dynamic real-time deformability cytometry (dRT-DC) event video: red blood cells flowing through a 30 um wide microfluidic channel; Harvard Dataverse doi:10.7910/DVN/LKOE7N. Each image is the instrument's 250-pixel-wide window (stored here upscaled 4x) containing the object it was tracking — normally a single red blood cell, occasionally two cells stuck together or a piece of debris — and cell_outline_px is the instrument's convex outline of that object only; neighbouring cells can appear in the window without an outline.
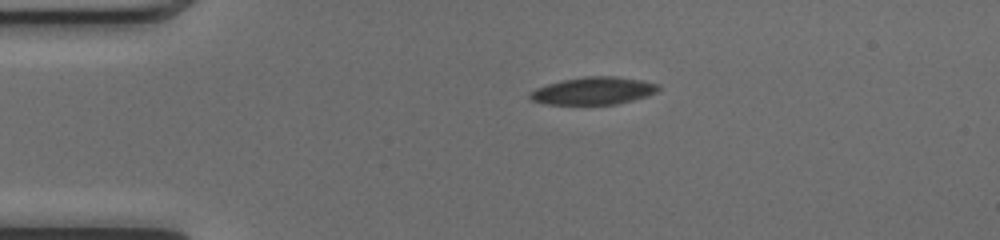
{"species": "common noctule bat (a hibernating species)", "species_latin": "Nyctalus noctula", "temperature_condition": "cold", "stored_images_in_passage": 41, "camera_frame_rate_fps": 3000, "um_per_image_px": 0.085, "animal": {"sex": "female", "body_mass_g": 17.0, "forearm_length_mm": 48.0}, "frame": {"image": 1, "passage_image": 1, "time_ms": 0.0, "image_size_px": [1000, 240], "cell_outline_px": [[660, 88], [656, 92], [644, 96], [616, 104], [544, 104], [532, 100], [528, 96], [536, 88], [548, 84], [564, 80], [584, 76], [616, 76], [640, 80], [656, 84]], "centroid_in_image_um": [50.41, 7.71], "position_along_channel_um": 34.6, "area_um2": 20.17}}
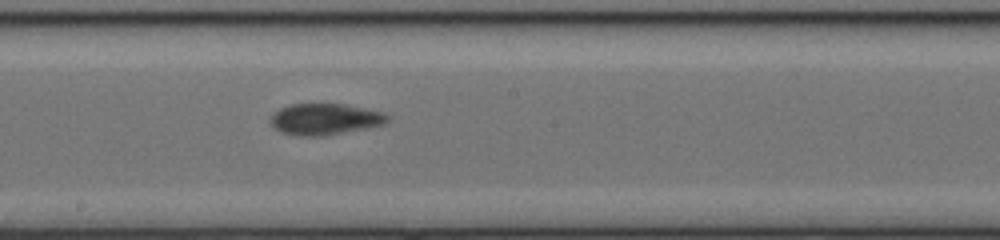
{"frame": {"image": 2, "passage_image": 18, "time_ms": 5.667, "image_size_px": [1000, 240], "cell_outline_px": [[388, 120], [384, 124], [364, 128], [320, 136], [300, 136], [280, 132], [268, 120], [280, 108], [292, 104], [344, 104], [384, 112], [388, 116]], "centroid_in_image_um": [27.6, 10.12], "position_along_channel_um": 220.6, "area_um2": 20.98}}
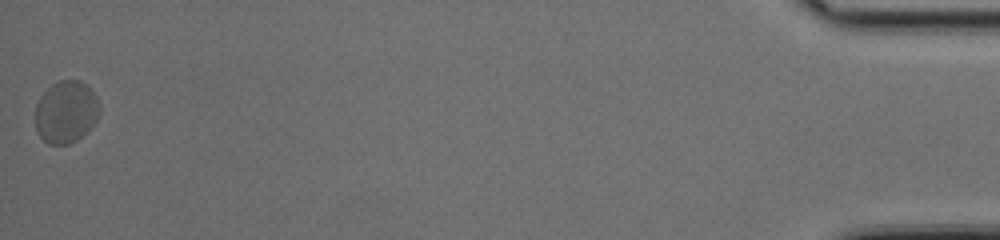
{"frame": {"image": 3, "passage_image": 41, "time_ms": 13.333, "image_size_px": [1000, 240], "cell_outline_px": [[100, 112], [96, 120], [76, 140], [68, 144], [48, 144], [36, 132], [36, 104], [40, 96], [52, 84], [60, 80], [80, 80], [92, 88], [96, 96], [100, 108]], "centroid_in_image_um": [5.61, 9.49], "position_along_channel_um": 429.6, "area_um2": 23.24}, "authors_computed_cell_mechanics": {"area_um2": 20.9814, "velocity_mm_per_s": 4.0389, "shape_relaxation_time_tau1_ms": null, "shape_relaxation_time_tau2_ms": 1.2973, "deformation_change_tau1": null, "deformation_change_tau2": 0.0633}}